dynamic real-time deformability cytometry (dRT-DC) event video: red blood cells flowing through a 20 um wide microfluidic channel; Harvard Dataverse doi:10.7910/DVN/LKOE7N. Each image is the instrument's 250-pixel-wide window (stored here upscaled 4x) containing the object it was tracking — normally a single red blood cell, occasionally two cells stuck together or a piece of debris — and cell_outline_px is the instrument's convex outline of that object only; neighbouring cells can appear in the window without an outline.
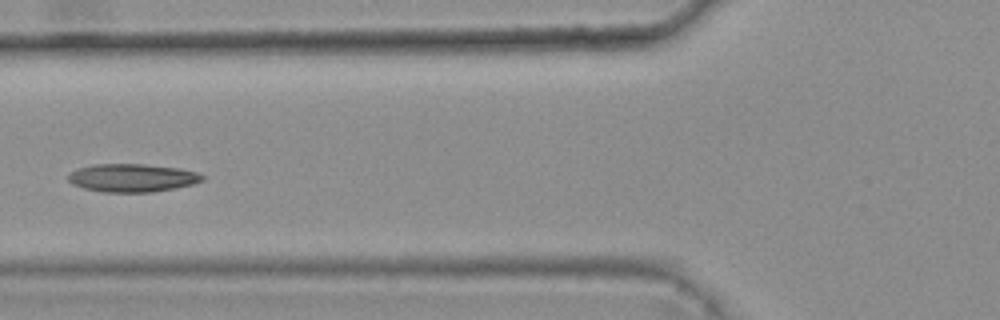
{"species": "common noctule bat (a hibernating species)", "species_latin": "Nyctalus noctula", "temperature_condition": "warm", "stored_images_in_passage": 6, "camera_frame_rate_fps": 3000, "um_per_image_px": 0.085, "animal": {"sex": "female", "body_mass_g": 25.1}, "frame": {"image": 1, "passage_image": 6, "time_ms": 1.667, "image_size_px": [1000, 320], "cell_outline_px": [[204, 180], [192, 184], [176, 188], [152, 192], [104, 192], [84, 188], [72, 184], [68, 180], [68, 176], [72, 172], [80, 168], [96, 164], [144, 164], [176, 168], [196, 172], [204, 176]], "centroid_in_image_um": [11.25, 15.12], "position_along_channel_um": 114.6, "area_um2": 21.73}}